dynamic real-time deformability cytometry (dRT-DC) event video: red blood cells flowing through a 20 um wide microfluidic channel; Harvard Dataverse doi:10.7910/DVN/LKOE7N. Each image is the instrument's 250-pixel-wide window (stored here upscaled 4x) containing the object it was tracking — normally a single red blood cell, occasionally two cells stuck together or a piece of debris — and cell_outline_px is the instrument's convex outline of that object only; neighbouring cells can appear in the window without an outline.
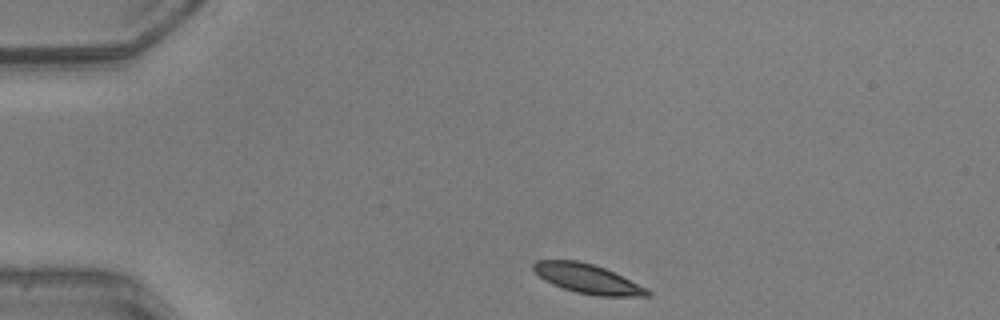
{"species": "common noctule bat (a hibernating species)", "species_latin": "Nyctalus noctula", "temperature_condition": "warm", "stored_images_in_passage": 40, "camera_frame_rate_fps": 3000, "um_per_image_px": 0.085, "animal": {"sex": "male", "body_mass_g": 20.5, "forearm_length_mm": 52.5}, "frame": {"image": 1, "passage_image": 1, "time_ms": 0.0, "image_size_px": [1000, 320], "cell_outline_px": [[652, 296], [596, 296], [576, 292], [552, 284], [544, 280], [532, 268], [532, 264], [536, 260], [576, 260], [592, 264], [604, 268], [652, 292]], "centroid_in_image_um": [49.88, 23.69], "position_along_channel_um": 35.1, "area_um2": 19.07}}
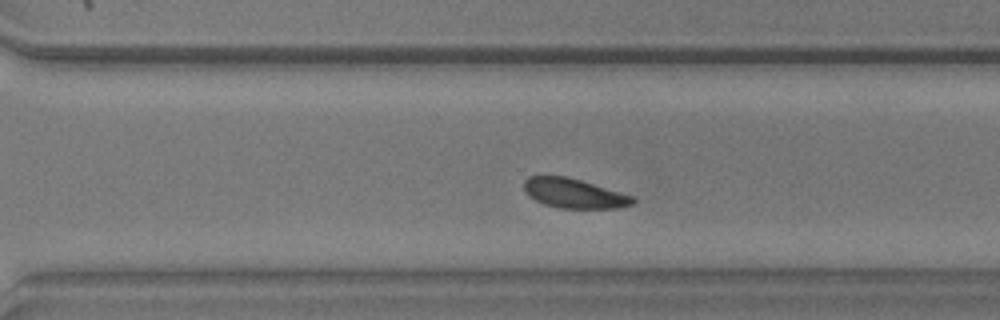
{"frame": {"image": 2, "passage_image": 26, "time_ms": 8.333, "image_size_px": [1000, 320], "cell_outline_px": [[636, 204], [616, 208], [560, 208], [544, 204], [528, 196], [524, 192], [524, 180], [528, 176], [564, 176], [580, 180], [632, 196], [636, 200]], "centroid_in_image_um": [48.77, 16.44], "position_along_channel_um": 321.8, "area_um2": 18.61}}
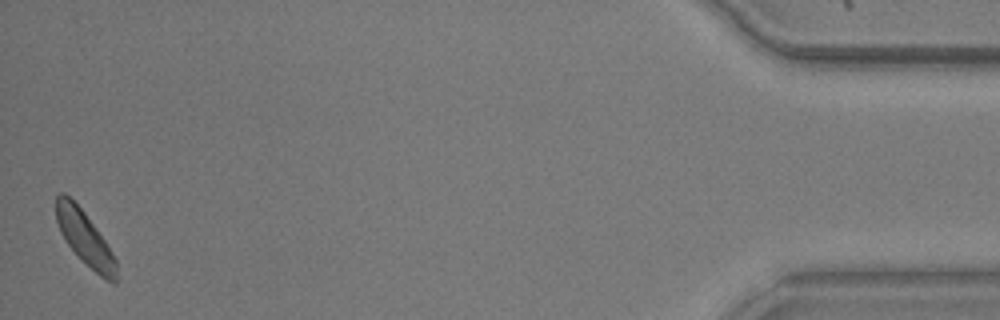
{"frame": {"image": 3, "passage_image": 40, "time_ms": 13.0, "image_size_px": [1000, 320], "cell_outline_px": [[116, 284], [112, 284], [104, 280], [68, 244], [60, 232], [56, 220], [56, 196], [60, 192], [64, 192], [84, 212], [104, 240], [116, 260]], "centroid_in_image_um": [7.2, 20.23], "position_along_channel_um": 428.0, "area_um2": 18.26}, "authors_computed_cell_mechanics": {"area_um2": 19.7098, "velocity_mm_per_s": 4.0829, "shape_relaxation_time_tau1_ms": 1.7484, "shape_relaxation_time_tau2_ms": null, "deformation_change_tau1": 0.0562, "deformation_change_tau2": null}}